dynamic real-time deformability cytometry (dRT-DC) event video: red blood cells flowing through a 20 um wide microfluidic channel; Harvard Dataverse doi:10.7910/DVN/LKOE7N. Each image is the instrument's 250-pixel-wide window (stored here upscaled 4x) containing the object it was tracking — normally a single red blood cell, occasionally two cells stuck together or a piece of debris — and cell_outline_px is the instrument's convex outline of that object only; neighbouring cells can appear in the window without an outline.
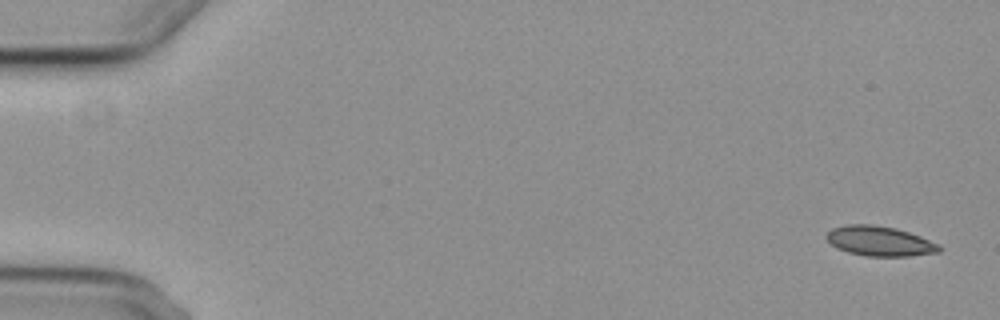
{"species": "common noctule bat (a hibernating species)", "species_latin": "Nyctalus noctula", "temperature_condition": "cold", "stored_images_in_passage": 6, "camera_frame_rate_fps": 3000, "um_per_image_px": 0.085, "animal": {"sex": "female", "body_mass_g": 29.2, "forearm_length_mm": 56.3}, "frame": {"image": 1, "passage_image": 1, "time_ms": 0.0, "image_size_px": [1000, 320], "cell_outline_px": [[944, 248], [940, 252], [908, 256], [864, 256], [848, 252], [836, 248], [824, 236], [832, 228], [848, 224], [872, 224], [896, 228], [920, 236], [940, 244]], "centroid_in_image_um": [74.79, 20.49], "position_along_channel_um": 10.2, "area_um2": 19.77}}
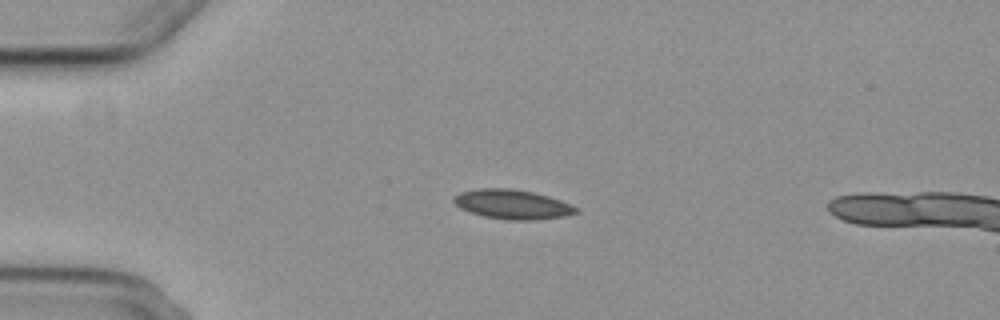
{"frame": {"image": 2, "passage_image": 4, "time_ms": 4.0, "image_size_px": [1000, 320], "cell_outline_px": [[580, 212], [564, 216], [536, 220], [508, 220], [484, 216], [460, 208], [452, 200], [452, 196], [460, 192], [476, 188], [508, 188], [532, 192], [548, 196], [560, 200], [580, 208]], "centroid_in_image_um": [43.56, 17.36], "position_along_channel_um": 41.4, "area_um2": 21.04}}